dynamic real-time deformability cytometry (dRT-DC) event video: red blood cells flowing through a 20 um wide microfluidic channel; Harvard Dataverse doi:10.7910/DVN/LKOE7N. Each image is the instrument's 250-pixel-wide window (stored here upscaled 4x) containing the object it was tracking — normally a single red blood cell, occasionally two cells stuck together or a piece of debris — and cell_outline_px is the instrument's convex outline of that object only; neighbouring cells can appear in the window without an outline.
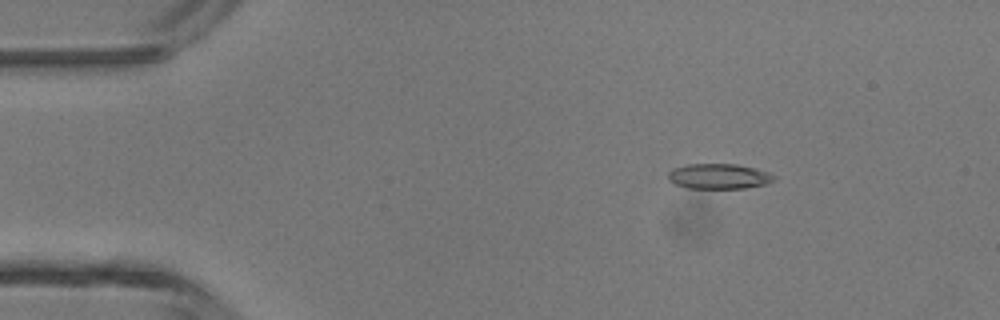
{"species": "common noctule bat (a hibernating species)", "species_latin": "Nyctalus noctula", "temperature_condition": "room temperature", "stored_images_in_passage": 3, "camera_frame_rate_fps": 3000, "um_per_image_px": 0.085, "animal": {"sex": "male", "body_mass_g": 13.3}, "frame": {"image": 1, "passage_image": 1, "time_ms": 0.0, "image_size_px": [1000, 320], "cell_outline_px": [[776, 180], [764, 184], [744, 188], [688, 188], [676, 184], [668, 180], [668, 172], [672, 168], [688, 164], [736, 164], [756, 168], [768, 172], [776, 176]], "centroid_in_image_um": [61.1, 14.98], "position_along_channel_um": 23.9, "area_um2": 15.61}}
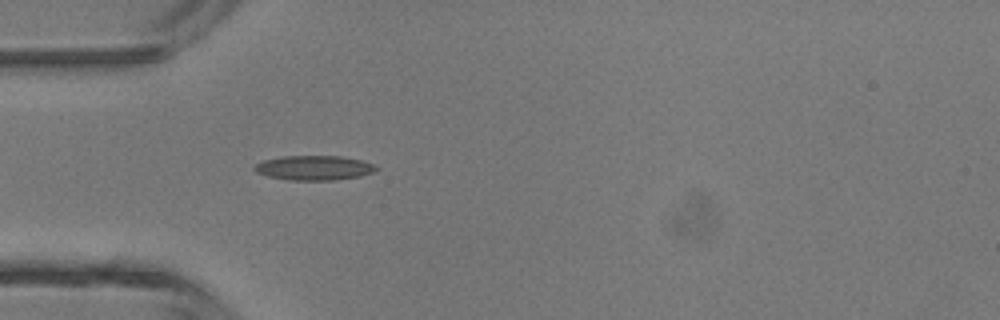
{"frame": {"image": 2, "passage_image": 3, "time_ms": 0.667, "image_size_px": [1000, 320], "cell_outline_px": [[380, 168], [372, 172], [360, 176], [336, 180], [288, 180], [268, 176], [256, 172], [252, 168], [256, 164], [264, 160], [280, 156], [340, 156], [360, 160], [376, 164]], "centroid_in_image_um": [26.7, 14.26], "position_along_channel_um": 58.3, "area_um2": 17.51}}